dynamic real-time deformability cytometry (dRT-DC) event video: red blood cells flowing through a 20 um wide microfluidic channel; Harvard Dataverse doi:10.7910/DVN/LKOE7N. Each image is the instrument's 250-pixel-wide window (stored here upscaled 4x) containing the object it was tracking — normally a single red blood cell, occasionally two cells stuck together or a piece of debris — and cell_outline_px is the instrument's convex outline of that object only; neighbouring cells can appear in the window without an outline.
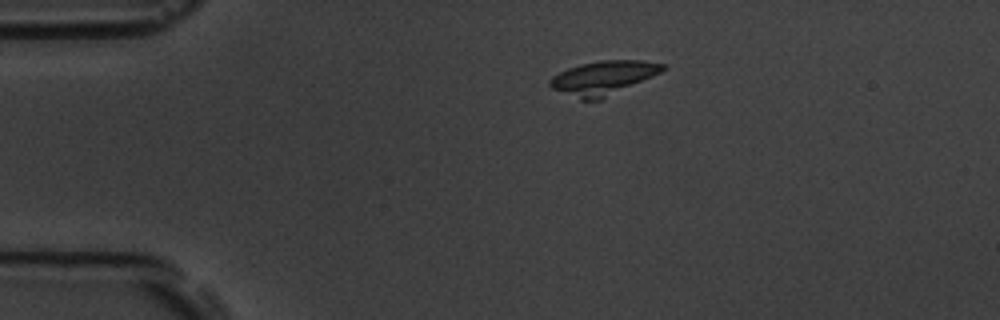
{"species": "common noctule bat (a hibernating species)", "species_latin": "Nyctalus noctula", "temperature_condition": "room temperature", "stored_images_in_passage": 5, "camera_frame_rate_fps": 3000, "um_per_image_px": 0.085, "animal": {"sex": "male", "body_mass_g": 19.5, "forearm_length_mm": 54.6}, "frame": {"image": 1, "passage_image": 1, "time_ms": 0.0, "image_size_px": [1000, 320], "cell_outline_px": [[668, 68], [660, 72], [600, 100], [580, 100], [552, 88], [548, 84], [548, 80], [552, 76], [568, 68], [580, 64], [600, 60], [644, 60], [668, 64]], "centroid_in_image_um": [51.27, 6.6], "position_along_channel_um": 33.7, "area_um2": 22.2}}
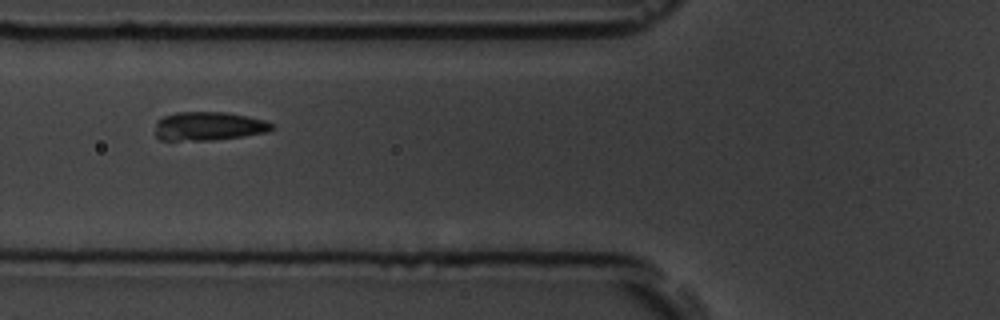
{"frame": {"image": 2, "passage_image": 4, "time_ms": 3.333, "image_size_px": [1000, 320], "cell_outline_px": [[276, 128], [268, 132], [244, 136], [212, 140], [160, 140], [156, 136], [156, 120], [164, 116], [176, 112], [228, 112], [248, 116], [264, 120], [272, 124]], "centroid_in_image_um": [17.75, 10.72], "position_along_channel_um": 108.1, "area_um2": 19.65}}
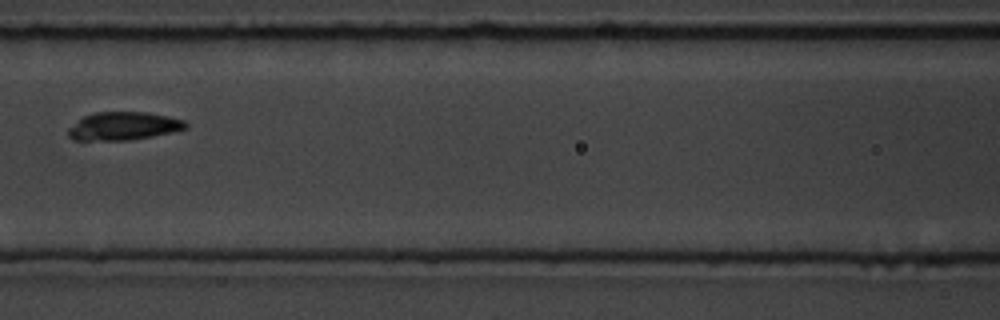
{"frame": {"image": 3, "passage_image": 5, "time_ms": 4.667, "image_size_px": [1000, 320], "cell_outline_px": [[188, 128], [172, 132], [152, 136], [128, 140], [72, 140], [68, 136], [68, 128], [84, 116], [96, 112], [148, 112], [168, 116], [184, 120], [188, 124]], "centroid_in_image_um": [10.51, 10.71], "position_along_channel_um": 156.1, "area_um2": 19.25}}